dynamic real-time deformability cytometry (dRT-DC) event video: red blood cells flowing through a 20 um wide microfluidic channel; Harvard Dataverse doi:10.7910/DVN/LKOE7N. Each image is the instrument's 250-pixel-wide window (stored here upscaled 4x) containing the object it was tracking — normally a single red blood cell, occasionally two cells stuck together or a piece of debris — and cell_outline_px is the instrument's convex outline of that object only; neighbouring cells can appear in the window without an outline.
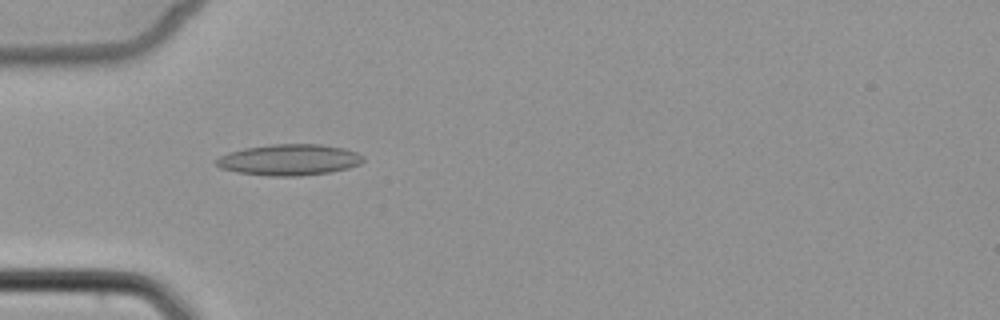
{"species": "common noctule bat (a hibernating species)", "species_latin": "Nyctalus noctula", "temperature_condition": "cold", "stored_images_in_passage": 6, "camera_frame_rate_fps": 3000, "um_per_image_px": 0.085, "animal": {"sex": "female", "body_mass_g": 22.7, "forearm_length_mm": 54.2}, "frame": {"image": 1, "passage_image": 4, "time_ms": 4.333, "image_size_px": [1000, 320], "cell_outline_px": [[364, 160], [360, 164], [348, 168], [328, 172], [300, 176], [268, 176], [240, 172], [220, 168], [216, 164], [216, 160], [220, 156], [228, 152], [244, 148], [272, 144], [320, 144], [344, 148], [356, 152], [364, 156]], "centroid_in_image_um": [24.6, 13.58], "position_along_channel_um": 60.4, "area_um2": 26.59}}
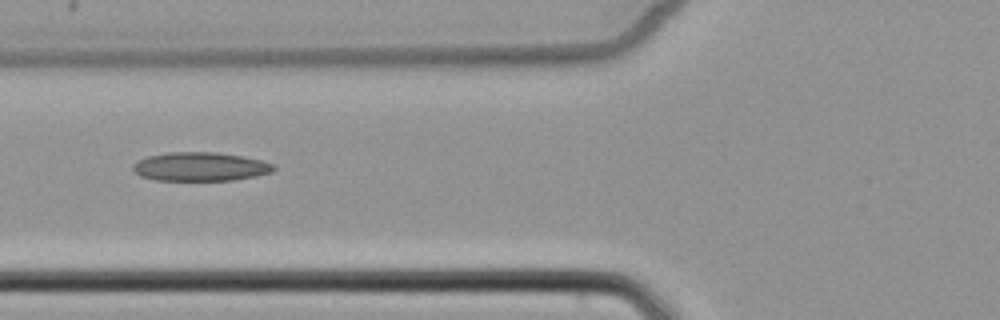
{"frame": {"image": 2, "passage_image": 5, "time_ms": 5.667, "image_size_px": [1000, 320], "cell_outline_px": [[276, 168], [272, 172], [256, 176], [236, 180], [156, 180], [140, 176], [132, 168], [132, 164], [148, 156], [168, 152], [216, 152], [240, 156], [260, 160], [276, 164]], "centroid_in_image_um": [17.05, 14.17], "position_along_channel_um": 108.8, "area_um2": 23.58}}
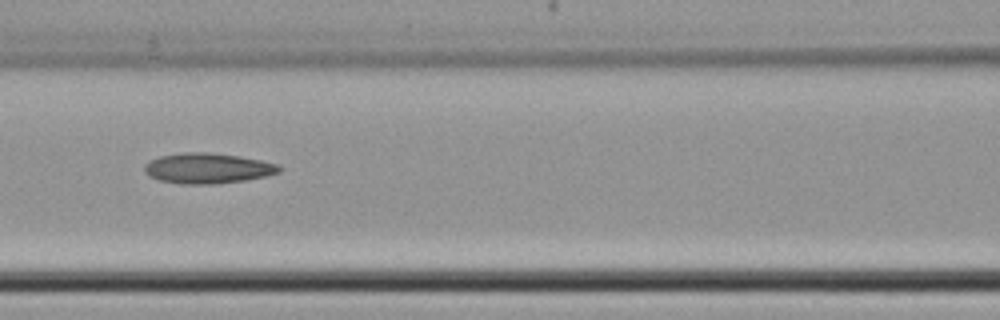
{"frame": {"image": 3, "passage_image": 6, "time_ms": 6.667, "image_size_px": [1000, 320], "cell_outline_px": [[280, 172], [264, 176], [244, 180], [216, 184], [180, 184], [160, 180], [148, 176], [144, 172], [144, 164], [160, 156], [184, 152], [208, 152], [240, 156], [280, 164]], "centroid_in_image_um": [17.63, 14.3], "position_along_channel_um": 149.0, "area_um2": 23.87}}